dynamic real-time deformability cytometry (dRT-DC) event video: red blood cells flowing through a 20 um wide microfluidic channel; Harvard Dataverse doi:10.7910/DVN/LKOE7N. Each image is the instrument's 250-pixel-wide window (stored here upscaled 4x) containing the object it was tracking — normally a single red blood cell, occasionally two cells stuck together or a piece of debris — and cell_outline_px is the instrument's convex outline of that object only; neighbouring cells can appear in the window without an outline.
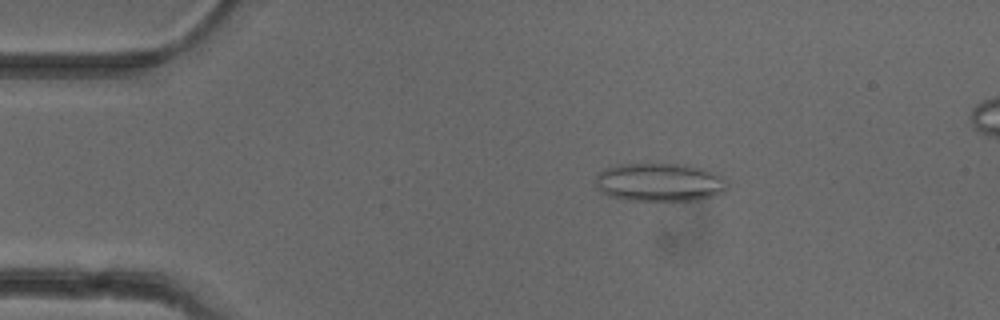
{"species": "common noctule bat (a hibernating species)", "species_latin": "Nyctalus noctula", "temperature_condition": "cold", "stored_images_in_passage": 51, "camera_frame_rate_fps": 3000, "um_per_image_px": 0.085, "animal": {"sex": "female"}, "frame": {"image": 1, "passage_image": 9, "time_ms": 2.667, "image_size_px": [1000, 320], "cell_outline_px": [[728, 188], [724, 192], [712, 196], [696, 200], [628, 200], [608, 196], [600, 192], [596, 184], [596, 176], [600, 172], [608, 168], [620, 164], [684, 164], [704, 168], [720, 172], [728, 180]], "centroid_in_image_um": [56.15, 15.49], "position_along_channel_um": 28.9, "area_um2": 29.82}}
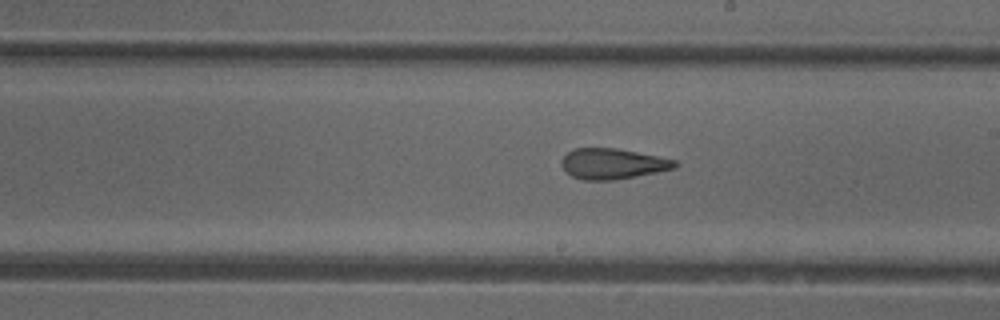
{"frame": {"image": 2, "passage_image": 29, "time_ms": 9.333, "image_size_px": [1000, 320], "cell_outline_px": [[680, 164], [676, 168], [616, 180], [584, 180], [572, 176], [560, 164], [560, 160], [568, 152], [576, 148], [616, 148], [676, 160]], "centroid_in_image_um": [52.08, 13.92], "position_along_channel_um": 236.9, "area_um2": 20.11}}
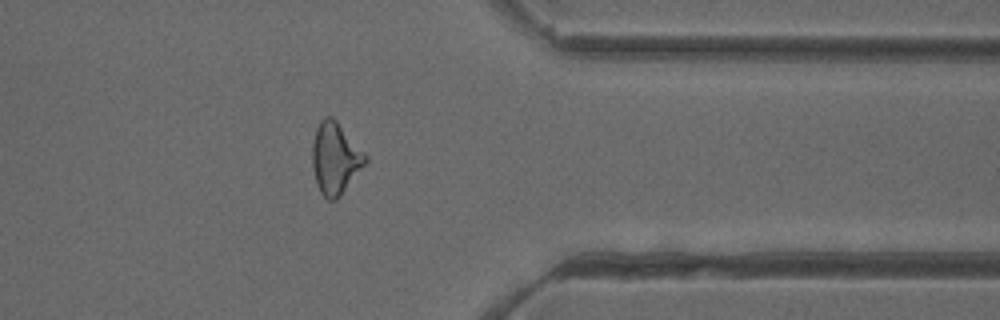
{"frame": {"image": 3, "passage_image": 41, "time_ms": 13.333, "image_size_px": [1000, 320], "cell_outline_px": [[368, 160], [340, 196], [336, 200], [328, 200], [320, 192], [316, 184], [312, 164], [312, 144], [316, 128], [320, 120], [324, 116], [332, 116], [336, 120], [368, 156]], "centroid_in_image_um": [28.48, 13.45], "position_along_channel_um": 382.9, "area_um2": 22.14}, "authors_computed_cell_mechanics": {"area_um2": 22.3686, "velocity_mm_per_s": 3.9574, "shape_relaxation_time_tau1_ms": null, "shape_relaxation_time_tau2_ms": 2.4554, "deformation_change_tau1": null, "deformation_change_tau2": 0.1224}}